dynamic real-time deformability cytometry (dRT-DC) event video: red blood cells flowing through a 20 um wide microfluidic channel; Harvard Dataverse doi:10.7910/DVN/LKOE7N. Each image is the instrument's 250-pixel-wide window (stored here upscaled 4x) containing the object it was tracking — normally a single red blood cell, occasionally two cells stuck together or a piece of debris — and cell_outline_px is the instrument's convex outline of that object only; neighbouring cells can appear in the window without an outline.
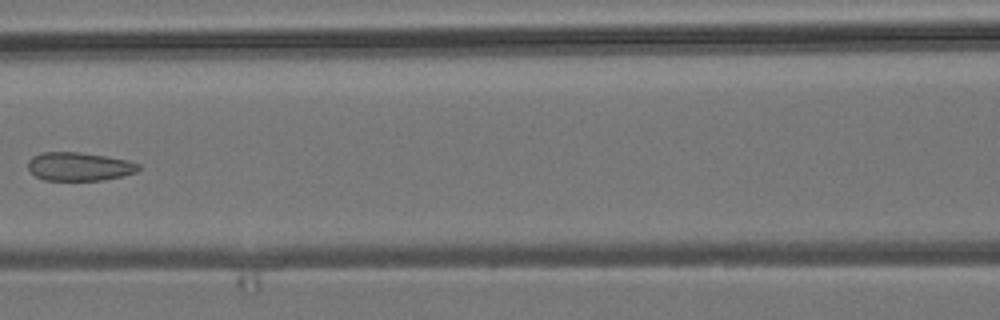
{"species": "common noctule bat (a hibernating species)", "species_latin": "Nyctalus noctula", "temperature_condition": "room temperature", "stored_images_in_passage": 6, "camera_frame_rate_fps": 3000, "um_per_image_px": 0.085, "animal": {"sex": "male", "body_mass_g": 19.2, "forearm_length_mm": 51.8}, "frame": {"image": 1, "passage_image": 6, "time_ms": 6.667, "image_size_px": [1000, 320], "cell_outline_px": [[140, 168], [136, 172], [104, 180], [44, 180], [36, 176], [28, 168], [28, 160], [32, 156], [40, 152], [80, 152], [108, 156], [128, 160], [140, 164]], "centroid_in_image_um": [6.73, 14.14], "position_along_channel_um": 159.9, "area_um2": 18.44}}